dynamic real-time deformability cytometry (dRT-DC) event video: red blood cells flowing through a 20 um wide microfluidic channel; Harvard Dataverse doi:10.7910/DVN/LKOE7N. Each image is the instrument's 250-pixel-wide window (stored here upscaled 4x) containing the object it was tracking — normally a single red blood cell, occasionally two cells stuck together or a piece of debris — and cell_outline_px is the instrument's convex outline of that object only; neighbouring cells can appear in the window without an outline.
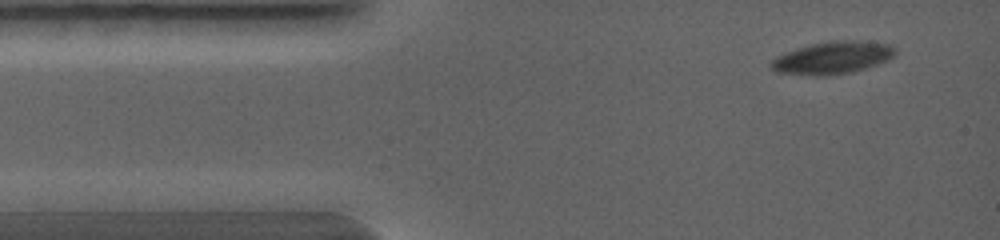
{"species": "common noctule bat (a hibernating species)", "species_latin": "Nyctalus noctula", "temperature_condition": "warm", "stored_images_in_passage": 4, "camera_frame_rate_fps": 5000, "um_per_image_px": 0.085, "animal": {"sex": "female", "body_mass_g": 19.0, "forearm_length_mm": 56.7}, "frame": {"image": 1, "passage_image": 1, "time_ms": 0.0, "image_size_px": [1000, 240], "cell_outline_px": [[896, 52], [888, 60], [852, 72], [820, 76], [776, 72], [768, 64], [776, 56], [796, 48], [808, 44], [832, 40], [856, 40], [892, 44], [896, 48]], "centroid_in_image_um": [70.75, 4.89], "position_along_channel_um": 14.2, "area_um2": 23.52}}
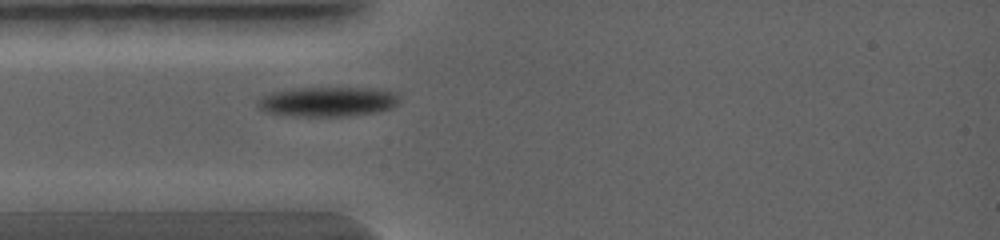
{"frame": {"image": 2, "passage_image": 3, "time_ms": 1.6, "image_size_px": [1000, 240], "cell_outline_px": [[400, 104], [392, 108], [376, 112], [348, 116], [296, 116], [264, 112], [256, 108], [256, 104], [264, 96], [272, 92], [292, 88], [372, 88], [396, 92], [400, 96]], "centroid_in_image_um": [27.89, 8.64], "position_along_channel_um": 57.1, "area_um2": 24.8}}